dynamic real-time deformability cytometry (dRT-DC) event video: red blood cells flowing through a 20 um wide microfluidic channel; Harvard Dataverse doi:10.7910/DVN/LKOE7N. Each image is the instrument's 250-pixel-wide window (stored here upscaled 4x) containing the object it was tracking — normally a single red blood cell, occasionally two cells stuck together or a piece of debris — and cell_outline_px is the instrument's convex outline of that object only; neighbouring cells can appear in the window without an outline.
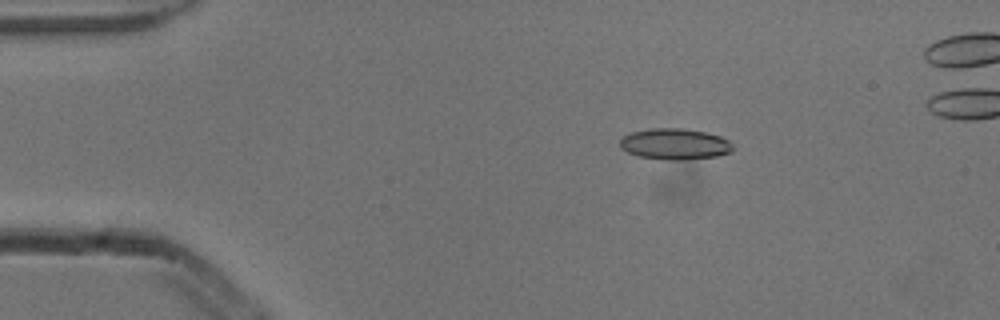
{"species": "common noctule bat (a hibernating species)", "species_latin": "Nyctalus noctula", "temperature_condition": "cold", "stored_images_in_passage": 4, "camera_frame_rate_fps": 3000, "um_per_image_px": 0.085, "animal": {"sex": "male", "body_mass_g": 13.3}, "frame": {"image": 1, "passage_image": 2, "time_ms": 0.333, "image_size_px": [1000, 320], "cell_outline_px": [[732, 152], [716, 156], [680, 160], [664, 160], [640, 156], [628, 152], [620, 148], [620, 140], [624, 136], [632, 132], [652, 128], [684, 128], [704, 132], [720, 136], [728, 140], [732, 144]], "centroid_in_image_um": [57.36, 12.24], "position_along_channel_um": 27.6, "area_um2": 20.35}}